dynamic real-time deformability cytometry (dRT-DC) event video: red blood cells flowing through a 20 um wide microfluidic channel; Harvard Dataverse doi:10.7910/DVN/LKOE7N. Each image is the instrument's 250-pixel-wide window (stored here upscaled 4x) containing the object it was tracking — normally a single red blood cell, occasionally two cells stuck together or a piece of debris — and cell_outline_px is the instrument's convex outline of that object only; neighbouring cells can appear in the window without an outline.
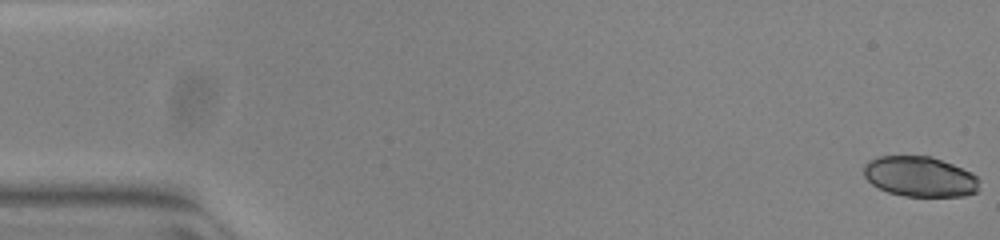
{"species": "common noctule bat (a hibernating species)", "species_latin": "Nyctalus noctula", "temperature_condition": "warm", "stored_images_in_passage": 53, "camera_frame_rate_fps": 3000, "um_per_image_px": 0.085, "animal": {"sex": "female", "body_mass_g": 23.0, "forearm_length_mm": 53.4}, "frame": {"image": 1, "passage_image": 1, "time_ms": 0.0, "image_size_px": [1000, 240], "cell_outline_px": [[980, 192], [964, 196], [904, 196], [888, 192], [872, 184], [864, 176], [864, 164], [868, 160], [880, 156], [932, 156], [972, 172], [980, 180]], "centroid_in_image_um": [78.23, 15.01], "position_along_channel_um": 6.8, "area_um2": 27.4}}
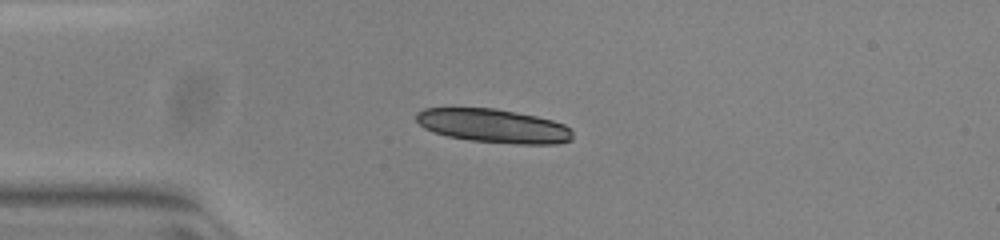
{"frame": {"image": 2, "passage_image": 14, "time_ms": 4.333, "image_size_px": [1000, 240], "cell_outline_px": [[572, 140], [556, 144], [516, 144], [472, 140], [448, 136], [424, 128], [416, 120], [416, 112], [424, 108], [496, 108], [536, 116], [552, 120], [564, 124], [572, 128]], "centroid_in_image_um": [41.98, 10.69], "position_along_channel_um": 43.0, "area_um2": 30.75}}